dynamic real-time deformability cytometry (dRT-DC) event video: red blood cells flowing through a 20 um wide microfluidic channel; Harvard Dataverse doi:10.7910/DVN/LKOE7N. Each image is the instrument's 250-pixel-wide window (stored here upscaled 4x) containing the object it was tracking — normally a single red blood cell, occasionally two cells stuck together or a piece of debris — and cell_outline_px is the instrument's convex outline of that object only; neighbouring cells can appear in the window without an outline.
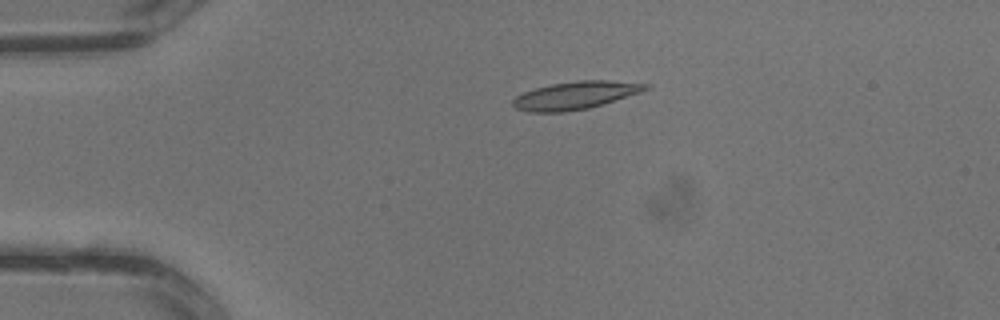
{"species": "common noctule bat (a hibernating species)", "species_latin": "Nyctalus noctula", "temperature_condition": "warm", "stored_images_in_passage": 1, "camera_frame_rate_fps": 3000, "um_per_image_px": 0.085, "animal": {"sex": "male", "body_mass_g": 13.3}, "frame": {"image": 1, "passage_image": 1, "time_ms": 0.0, "image_size_px": [1000, 320], "cell_outline_px": [[652, 88], [604, 104], [588, 108], [564, 112], [528, 112], [516, 108], [512, 104], [512, 100], [516, 96], [524, 92], [536, 88], [552, 84], [576, 80], [608, 80], [652, 84]], "centroid_in_image_um": [48.94, 8.1], "position_along_channel_um": 36.1, "area_um2": 21.56}}